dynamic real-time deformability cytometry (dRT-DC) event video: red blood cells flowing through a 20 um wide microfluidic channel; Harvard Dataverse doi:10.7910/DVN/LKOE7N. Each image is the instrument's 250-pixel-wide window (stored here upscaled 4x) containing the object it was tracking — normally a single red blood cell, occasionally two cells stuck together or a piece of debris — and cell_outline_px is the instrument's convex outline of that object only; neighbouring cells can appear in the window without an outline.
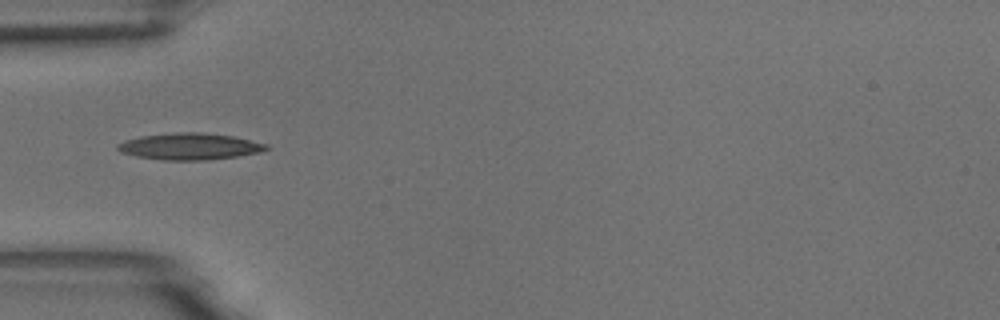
{"species": "common noctule bat (a hibernating species)", "species_latin": "Nyctalus noctula", "temperature_condition": "room temperature", "stored_images_in_passage": 9, "camera_frame_rate_fps": 3000, "um_per_image_px": 0.085, "animal": {"sex": "male", "body_mass_g": 18.8}, "frame": {"image": 1, "passage_image": 6, "time_ms": 1.667, "image_size_px": [1000, 320], "cell_outline_px": [[268, 148], [260, 152], [236, 156], [208, 160], [164, 160], [136, 156], [120, 152], [116, 148], [116, 144], [124, 140], [140, 136], [176, 132], [200, 132], [232, 136], [268, 144]], "centroid_in_image_um": [16.08, 12.44], "position_along_channel_um": 68.9, "area_um2": 23.0}}
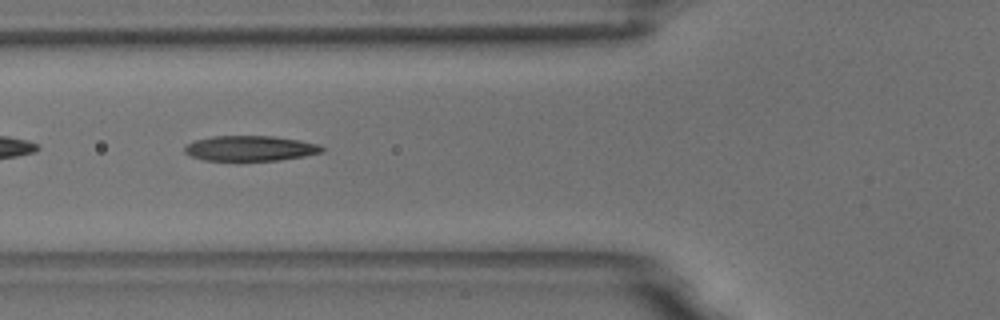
{"frame": {"image": 2, "passage_image": 7, "time_ms": 2.0, "image_size_px": [1000, 320], "cell_outline_px": [[324, 152], [304, 156], [280, 160], [204, 160], [192, 156], [184, 152], [184, 148], [188, 144], [196, 140], [212, 136], [272, 136], [300, 140], [316, 144], [324, 148]], "centroid_in_image_um": [21.28, 12.6], "position_along_channel_um": 104.5, "area_um2": 20.0}}